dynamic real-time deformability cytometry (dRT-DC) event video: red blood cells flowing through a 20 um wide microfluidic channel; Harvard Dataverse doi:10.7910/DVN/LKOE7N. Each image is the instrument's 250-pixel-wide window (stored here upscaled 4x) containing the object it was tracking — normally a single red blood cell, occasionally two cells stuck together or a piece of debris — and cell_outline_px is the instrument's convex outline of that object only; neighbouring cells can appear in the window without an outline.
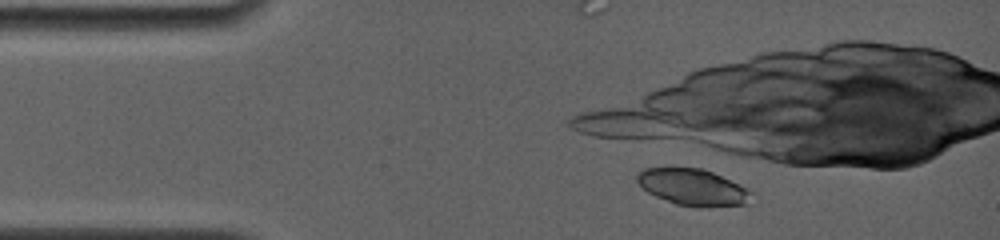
{"species": "common noctule bat (a hibernating species)", "species_latin": "Nyctalus noctula", "temperature_condition": "room temperature", "stored_images_in_passage": 37, "camera_frame_rate_fps": 4000, "um_per_image_px": 0.085, "animal": {"sex": "female", "body_mass_g": 19.0, "forearm_length_mm": 56.7}, "frame": {"image": 1, "passage_image": 1, "time_ms": 0.0, "image_size_px": [1000, 240], "cell_outline_px": [[752, 192], [744, 204], [700, 208], [676, 204], [656, 196], [648, 192], [636, 180], [636, 172], [644, 168], [704, 168]], "centroid_in_image_um": [58.81, 15.91], "position_along_channel_um": 26.2, "area_um2": 23.81}}